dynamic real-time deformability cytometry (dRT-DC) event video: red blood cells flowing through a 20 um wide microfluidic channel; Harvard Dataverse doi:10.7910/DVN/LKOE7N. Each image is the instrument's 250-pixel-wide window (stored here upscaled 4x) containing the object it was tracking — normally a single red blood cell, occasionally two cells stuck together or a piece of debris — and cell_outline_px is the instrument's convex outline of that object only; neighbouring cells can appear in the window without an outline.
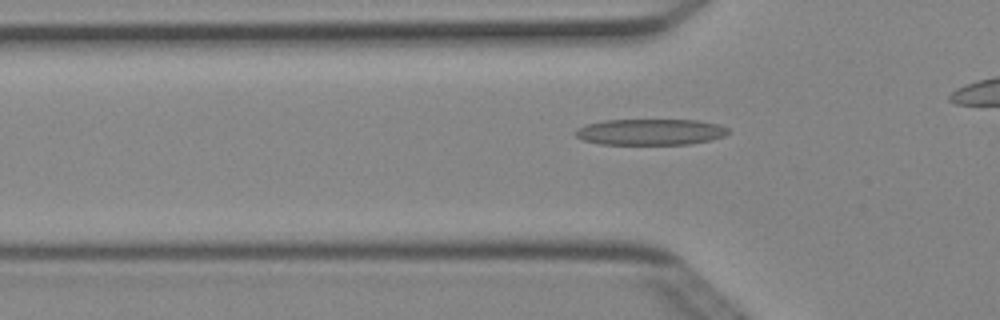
{"species": "Egyptian fruit bat (a non-hibernating species)", "species_latin": "Rousettus aegyptiacus", "temperature_condition": "cold", "stored_images_in_passage": 41, "camera_frame_rate_fps": 3000, "um_per_image_px": 0.085, "animal": {"sex": "female"}, "frame": {"image": 1, "passage_image": 16, "time_ms": 5.0, "image_size_px": [1000, 320], "cell_outline_px": [[728, 132], [724, 136], [708, 140], [688, 144], [600, 144], [584, 140], [576, 136], [572, 132], [576, 128], [584, 124], [604, 120], [696, 120], [720, 124], [728, 128]], "centroid_in_image_um": [55.23, 11.21], "position_along_channel_um": 70.6, "area_um2": 23.29}}
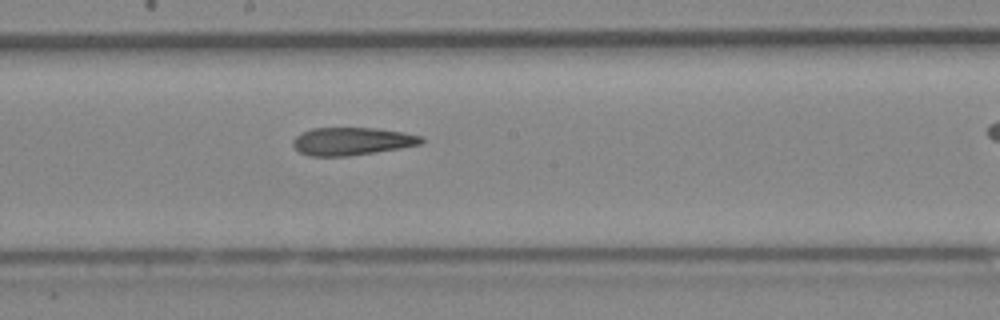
{"frame": {"image": 2, "passage_image": 27, "time_ms": 8.667, "image_size_px": [1000, 320], "cell_outline_px": [[424, 144], [376, 152], [348, 156], [308, 156], [300, 152], [292, 144], [292, 140], [296, 136], [312, 128], [376, 128], [404, 132], [424, 136]], "centroid_in_image_um": [29.96, 12.01], "position_along_channel_um": 218.2, "area_um2": 20.92}}
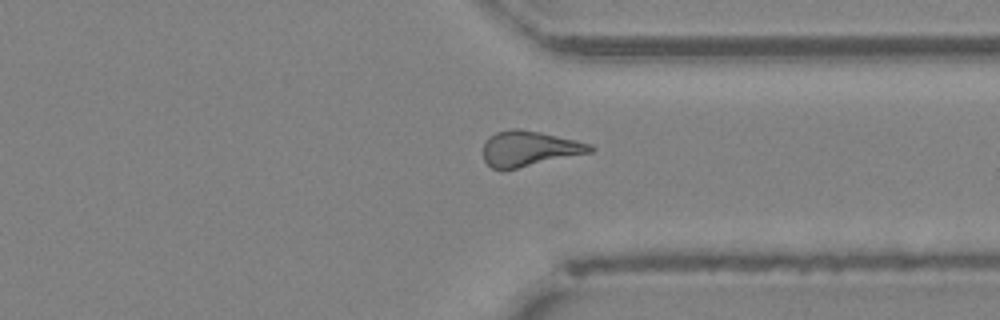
{"frame": {"image": 3, "passage_image": 38, "time_ms": 12.333, "image_size_px": [1000, 320], "cell_outline_px": [[596, 148], [592, 152], [504, 172], [492, 168], [484, 160], [484, 140], [488, 136], [496, 132], [508, 128], [520, 128], [540, 132], [576, 140], [592, 144]], "centroid_in_image_um": [44.97, 12.65], "position_along_channel_um": 366.4, "area_um2": 22.66}}